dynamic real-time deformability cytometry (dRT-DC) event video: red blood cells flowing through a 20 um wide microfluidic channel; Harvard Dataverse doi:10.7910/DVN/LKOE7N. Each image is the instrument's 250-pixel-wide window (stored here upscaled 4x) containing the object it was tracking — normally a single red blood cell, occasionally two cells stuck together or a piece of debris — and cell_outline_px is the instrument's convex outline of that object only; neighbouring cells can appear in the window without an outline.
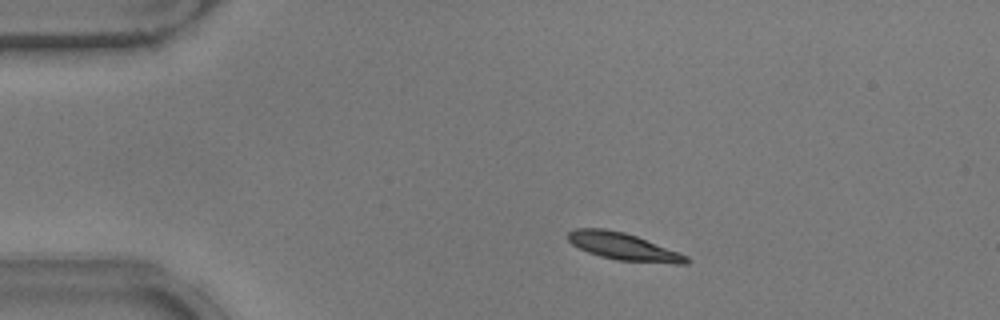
{"species": "common noctule bat (a hibernating species)", "species_latin": "Nyctalus noctula", "temperature_condition": "warm", "stored_images_in_passage": 13, "camera_frame_rate_fps": 3000, "um_per_image_px": 0.085, "animal": {"sex": "male", "body_mass_g": 17.9}, "frame": {"image": 1, "passage_image": 6, "time_ms": 1.667, "image_size_px": [1000, 320], "cell_outline_px": [[692, 260], [688, 264], [676, 264], [616, 260], [600, 256], [588, 252], [572, 244], [568, 240], [568, 232], [576, 228], [604, 228], [624, 232], [636, 236], [688, 256]], "centroid_in_image_um": [53.0, 20.96], "position_along_channel_um": 32.0, "area_um2": 18.73}}